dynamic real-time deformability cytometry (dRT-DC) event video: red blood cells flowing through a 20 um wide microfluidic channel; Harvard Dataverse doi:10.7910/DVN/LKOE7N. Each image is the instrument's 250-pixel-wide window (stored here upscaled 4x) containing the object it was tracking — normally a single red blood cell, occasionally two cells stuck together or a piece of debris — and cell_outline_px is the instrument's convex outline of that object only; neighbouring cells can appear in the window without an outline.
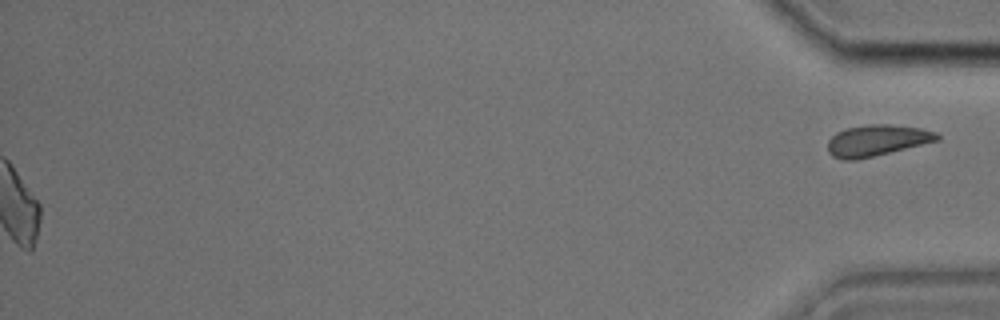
{"species": "common noctule bat (a hibernating species)", "species_latin": "Nyctalus noctula", "temperature_condition": "cold", "stored_images_in_passage": 40, "segment_of_instrument_passage": [2, 2], "camera_frame_rate_fps": 3000, "um_per_image_px": 0.085, "animal": {"sex": "male", "body_mass_g": 17.9, "forearm_length_mm": 54.2}, "frame": {"image": 1, "passage_image": 40, "time_ms": 13.0, "image_size_px": [1000, 320], "cell_outline_px": [[940, 140], [856, 160], [844, 160], [832, 156], [828, 152], [828, 140], [836, 132], [848, 128], [868, 124], [888, 124], [920, 128], [936, 132], [940, 136]], "centroid_in_image_um": [74.52, 11.93], "position_along_channel_um": 360.7, "area_um2": 19.77}}